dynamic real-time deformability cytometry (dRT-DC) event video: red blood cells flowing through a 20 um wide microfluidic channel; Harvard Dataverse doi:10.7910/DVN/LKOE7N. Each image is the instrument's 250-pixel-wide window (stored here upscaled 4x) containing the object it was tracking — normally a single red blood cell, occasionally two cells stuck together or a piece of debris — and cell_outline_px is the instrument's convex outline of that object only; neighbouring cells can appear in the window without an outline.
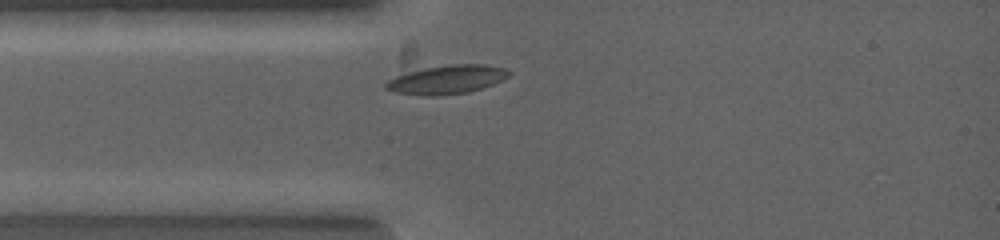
{"species": "common noctule bat (a hibernating species)", "species_latin": "Nyctalus noctula", "temperature_condition": "warm", "stored_images_in_passage": 1, "camera_frame_rate_fps": 5000, "um_per_image_px": 0.085, "animal": {"sex": "female", "body_mass_g": 19.0, "forearm_length_mm": 53.3}, "frame": {"image": 1, "passage_image": 1, "time_ms": 0.0, "image_size_px": [1000, 240], "cell_outline_px": [[508, 76], [492, 84], [468, 92], [432, 96], [424, 96], [396, 92], [384, 88], [384, 84], [404, 60], [484, 64], [500, 68], [508, 72]], "centroid_in_image_um": [37.57, 6.61], "position_along_channel_um": 47.4, "area_um2": 23.41}}